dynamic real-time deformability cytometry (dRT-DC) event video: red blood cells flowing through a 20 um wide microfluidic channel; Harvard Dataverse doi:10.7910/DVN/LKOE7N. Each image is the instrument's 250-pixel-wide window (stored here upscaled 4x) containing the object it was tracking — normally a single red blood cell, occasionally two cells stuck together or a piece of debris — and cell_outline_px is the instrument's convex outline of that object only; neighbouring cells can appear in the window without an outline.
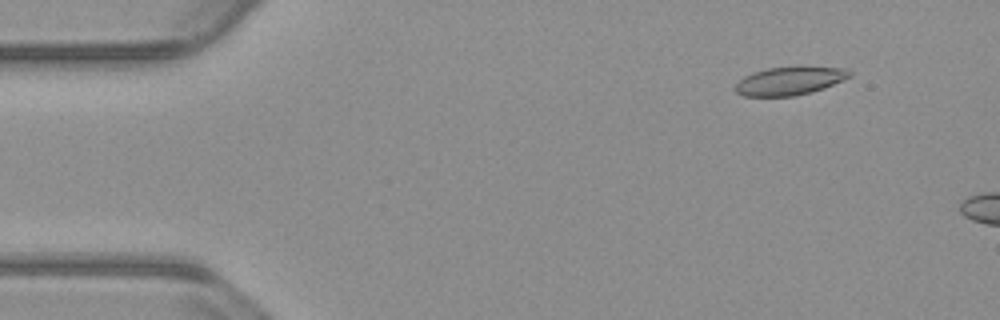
{"species": "common noctule bat (a hibernating species)", "species_latin": "Nyctalus noctula", "temperature_condition": "warm", "stored_images_in_passage": 12, "camera_frame_rate_fps": 3000, "um_per_image_px": 0.085, "animal": {"sex": "male", "body_mass_g": 23.1, "forearm_length_mm": 52.7}, "frame": {"image": 1, "passage_image": 6, "time_ms": 1.667, "image_size_px": [1000, 320], "cell_outline_px": [[852, 76], [824, 88], [812, 92], [792, 96], [744, 96], [736, 92], [732, 88], [744, 76], [752, 72], [764, 68], [800, 64], [848, 68], [852, 72]], "centroid_in_image_um": [67.16, 6.82], "position_along_channel_um": 17.8, "area_um2": 19.77}}